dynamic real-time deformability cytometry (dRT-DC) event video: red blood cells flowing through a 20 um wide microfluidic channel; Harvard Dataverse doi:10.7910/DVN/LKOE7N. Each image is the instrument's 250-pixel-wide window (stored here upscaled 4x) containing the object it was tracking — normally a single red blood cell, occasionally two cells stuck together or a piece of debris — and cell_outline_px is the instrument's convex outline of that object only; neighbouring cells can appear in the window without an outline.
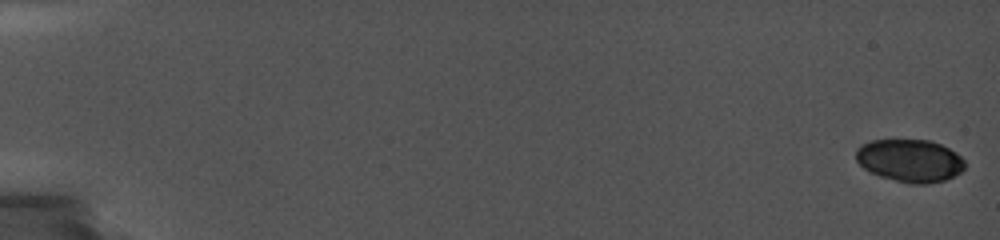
{"species": "common noctule bat (a hibernating species)", "species_latin": "Nyctalus noctula", "temperature_condition": "cold", "stored_images_in_passage": 14, "camera_frame_rate_fps": 5000, "um_per_image_px": 0.085, "animal": {"sex": "female", "body_mass_g": 19.0, "forearm_length_mm": 56.7}, "frame": {"image": 1, "passage_image": 1, "time_ms": 0.0, "image_size_px": [1000, 240], "cell_outline_px": [[964, 168], [960, 172], [944, 180], [928, 184], [908, 184], [880, 176], [864, 168], [856, 160], [856, 148], [872, 140], [928, 140], [940, 144], [956, 152], [964, 160]], "centroid_in_image_um": [77.34, 13.65], "position_along_channel_um": 7.7, "area_um2": 26.93}}
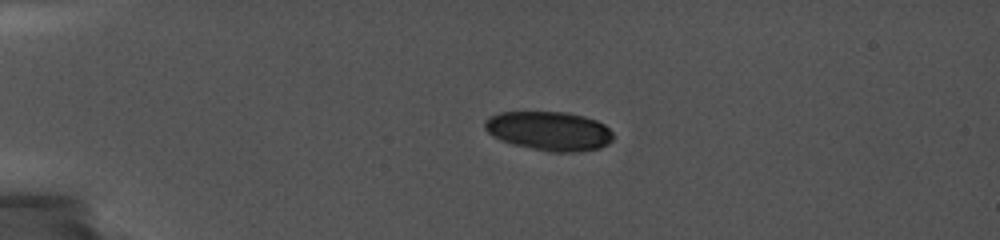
{"frame": {"image": 2, "passage_image": 10, "time_ms": 4.6, "image_size_px": [1000, 240], "cell_outline_px": [[612, 140], [608, 144], [600, 148], [568, 152], [552, 152], [516, 144], [492, 136], [484, 128], [484, 120], [500, 112], [568, 112], [584, 116], [596, 120], [604, 124], [612, 132]], "centroid_in_image_um": [46.7, 11.11], "position_along_channel_um": 38.3, "area_um2": 28.9}}